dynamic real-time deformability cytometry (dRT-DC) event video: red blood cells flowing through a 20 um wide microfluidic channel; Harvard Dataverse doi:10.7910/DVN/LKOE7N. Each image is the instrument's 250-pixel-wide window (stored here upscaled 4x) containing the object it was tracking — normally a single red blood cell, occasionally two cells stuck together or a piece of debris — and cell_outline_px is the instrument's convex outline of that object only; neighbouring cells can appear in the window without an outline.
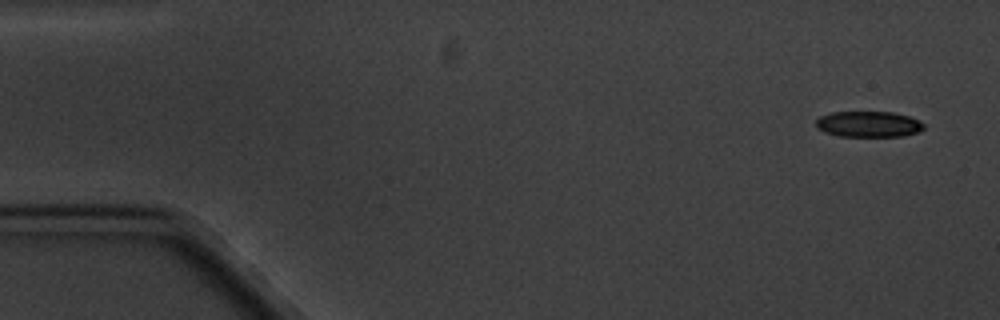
{"species": "common noctule bat (a hibernating species)", "species_latin": "Nyctalus noctula", "temperature_condition": "cold", "stored_images_in_passage": 5, "camera_frame_rate_fps": 3000, "um_per_image_px": 0.085, "animal": {"sex": "male", "body_mass_g": 20.1, "forearm_length_mm": 53.5}, "frame": {"image": 1, "passage_image": 1, "time_ms": 0.0, "image_size_px": [1000, 320], "cell_outline_px": [[924, 128], [916, 132], [904, 136], [840, 136], [824, 132], [816, 128], [816, 120], [820, 116], [832, 112], [892, 112], [908, 116], [924, 124]], "centroid_in_image_um": [73.78, 10.55], "position_along_channel_um": 11.2, "area_um2": 16.13}}
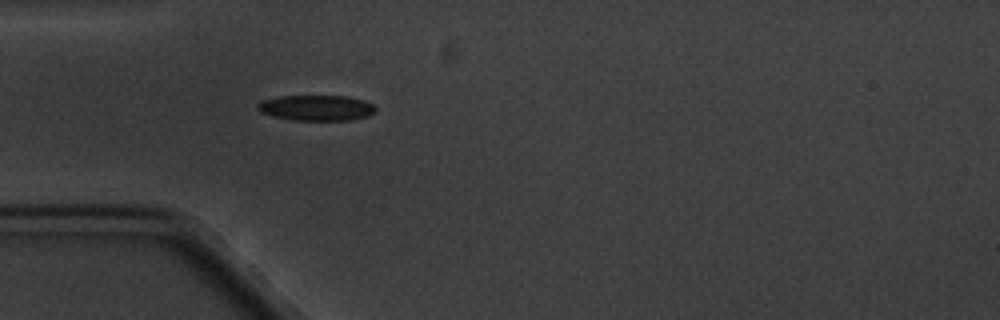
{"frame": {"image": 2, "passage_image": 5, "time_ms": 4.667, "image_size_px": [1000, 320], "cell_outline_px": [[376, 112], [368, 116], [352, 120], [296, 120], [272, 116], [260, 112], [256, 108], [256, 104], [260, 100], [280, 96], [348, 96], [364, 100], [372, 104], [376, 108]], "centroid_in_image_um": [26.88, 9.16], "position_along_channel_um": 58.1, "area_um2": 17.74}}